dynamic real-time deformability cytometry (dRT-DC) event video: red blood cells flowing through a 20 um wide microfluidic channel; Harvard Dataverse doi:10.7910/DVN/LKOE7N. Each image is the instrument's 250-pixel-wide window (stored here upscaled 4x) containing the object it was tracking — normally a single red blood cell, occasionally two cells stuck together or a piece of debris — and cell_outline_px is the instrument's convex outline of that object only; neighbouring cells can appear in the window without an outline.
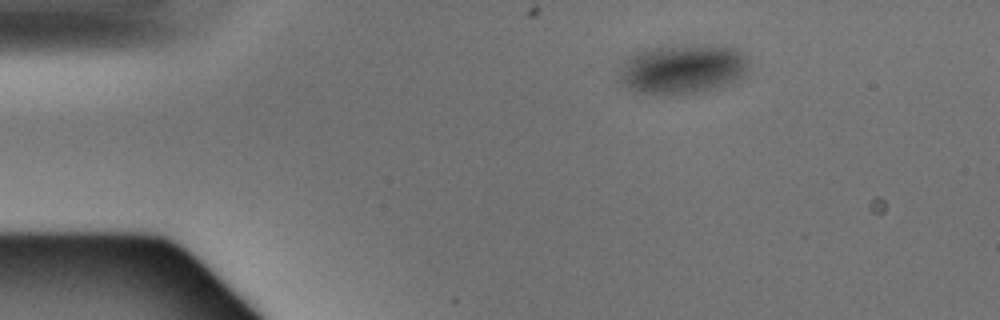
{"species": "Egyptian fruit bat (a non-hibernating species)", "species_latin": "Rousettus aegyptiacus", "temperature_condition": "warm", "stored_images_in_passage": 3, "camera_frame_rate_fps": 3000, "um_per_image_px": 0.085, "animal": {"sex": "male"}, "frame": {"image": 1, "passage_image": 1, "time_ms": 0.0, "image_size_px": [1000, 320], "cell_outline_px": [[748, 64], [744, 76], [740, 80], [732, 84], [720, 88], [704, 92], [676, 96], [656, 96], [636, 92], [624, 88], [620, 84], [620, 72], [624, 64], [632, 56], [640, 52], [652, 48], [696, 44], [740, 48], [748, 60]], "centroid_in_image_um": [58.08, 5.93], "position_along_channel_um": 26.9, "area_um2": 38.38}}
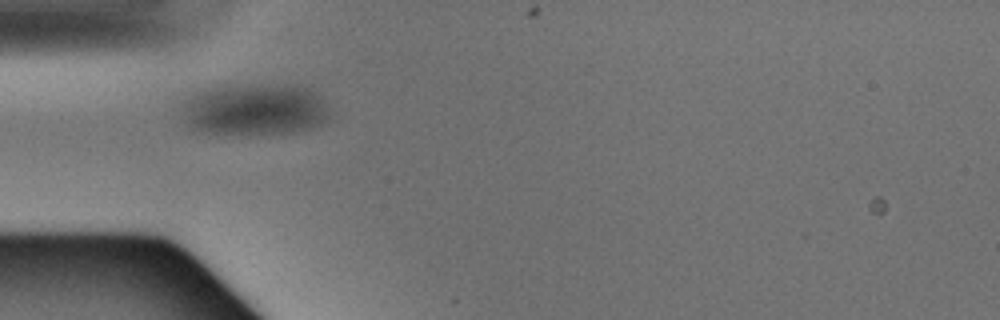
{"frame": {"image": 2, "passage_image": 3, "time_ms": 0.667, "image_size_px": [1000, 320], "cell_outline_px": [[328, 116], [320, 124], [308, 128], [292, 132], [208, 136], [192, 128], [188, 124], [184, 116], [184, 104], [192, 96], [200, 92], [220, 88], [304, 88], [312, 92], [328, 108]], "centroid_in_image_um": [21.58, 9.43], "position_along_channel_um": 63.4, "area_um2": 42.19}}